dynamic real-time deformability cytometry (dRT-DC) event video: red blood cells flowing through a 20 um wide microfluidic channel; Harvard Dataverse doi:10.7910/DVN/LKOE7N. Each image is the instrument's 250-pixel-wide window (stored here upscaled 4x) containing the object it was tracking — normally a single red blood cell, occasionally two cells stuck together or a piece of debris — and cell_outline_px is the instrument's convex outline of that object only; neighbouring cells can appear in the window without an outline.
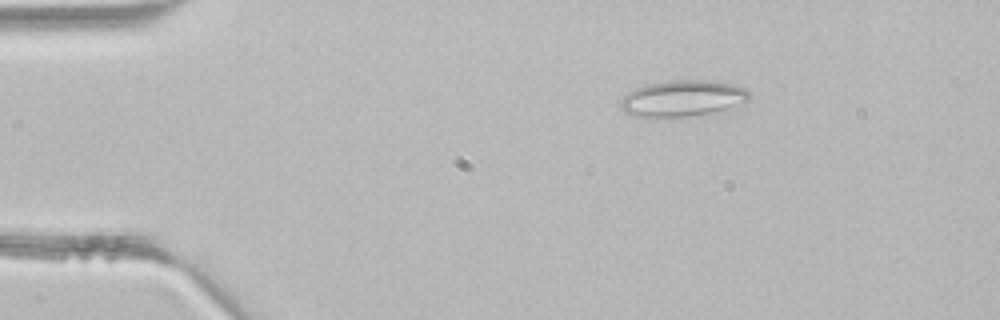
{"species": "common noctule bat (a hibernating species)", "species_latin": "Nyctalus noctula", "temperature_condition": "room temperature", "stored_images_in_passage": 2, "camera_frame_rate_fps": 3000, "um_per_image_px": 0.085, "animal": {"sex": "male", "body_mass_g": 21.5, "forearm_length_mm": 52.0}, "frame": {"image": 1, "passage_image": 1, "time_ms": 0.0, "image_size_px": [1000, 320], "cell_outline_px": [[748, 100], [712, 116], [656, 120], [632, 116], [624, 112], [620, 108], [620, 100], [628, 92], [636, 88], [648, 84], [672, 80], [724, 80], [744, 88], [748, 92]], "centroid_in_image_um": [58.02, 8.43], "position_along_channel_um": 27.0, "area_um2": 28.84}}